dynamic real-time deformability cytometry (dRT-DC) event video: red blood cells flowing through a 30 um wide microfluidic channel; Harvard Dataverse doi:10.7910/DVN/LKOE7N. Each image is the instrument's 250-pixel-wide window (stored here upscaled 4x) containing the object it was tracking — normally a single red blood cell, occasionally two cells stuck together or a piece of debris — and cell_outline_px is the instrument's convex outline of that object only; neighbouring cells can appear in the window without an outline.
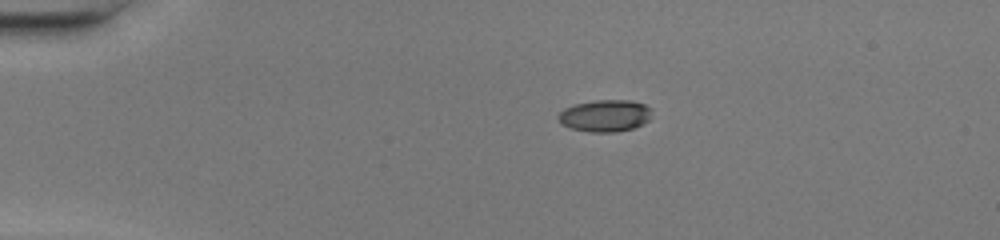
{"species": "common noctule bat (a hibernating species)", "species_latin": "Nyctalus noctula", "temperature_condition": "warm", "stored_images_in_passage": 39, "camera_frame_rate_fps": 3000, "um_per_image_px": 0.085, "animal": {"sex": "female", "body_mass_g": 20.0, "forearm_length_mm": 54.0}, "frame": {"image": 1, "passage_image": 1, "time_ms": 0.0, "image_size_px": [1000, 240], "cell_outline_px": [[652, 108], [648, 120], [632, 128], [616, 132], [588, 132], [572, 128], [560, 124], [556, 116], [564, 108], [576, 104], [596, 100], [628, 100], [644, 104]], "centroid_in_image_um": [51.39, 9.83], "position_along_channel_um": 33.6, "area_um2": 17.34}}
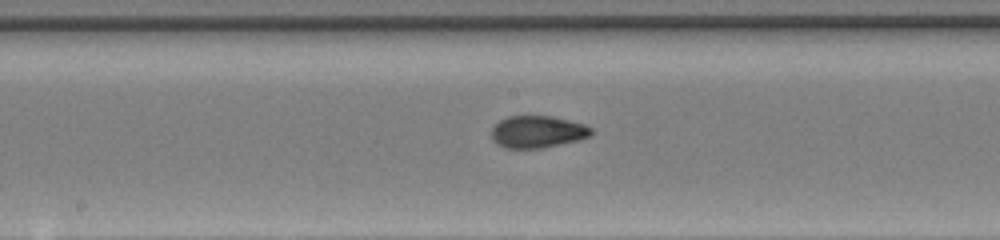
{"frame": {"image": 2, "passage_image": 17, "time_ms": 5.333, "image_size_px": [1000, 240], "cell_outline_px": [[596, 132], [592, 136], [580, 140], [540, 148], [504, 148], [496, 144], [492, 140], [492, 128], [500, 120], [508, 116], [548, 116], [568, 120], [584, 124], [592, 128]], "centroid_in_image_um": [45.72, 11.21], "position_along_channel_um": 202.5, "area_um2": 18.79}}
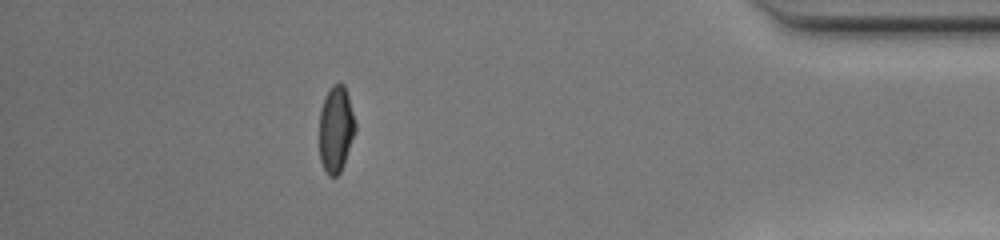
{"frame": {"image": 3, "passage_image": 34, "time_ms": 11.0, "image_size_px": [1000, 240], "cell_outline_px": [[356, 132], [344, 164], [340, 172], [336, 176], [328, 176], [320, 160], [320, 108], [324, 96], [332, 84], [344, 84], [348, 96], [356, 124]], "centroid_in_image_um": [28.56, 10.97], "position_along_channel_um": 406.6, "area_um2": 18.21}, "authors_computed_cell_mechanics": {"area_um2": 18.3226, "velocity_mm_per_s": 4.3438, "shape_relaxation_time_tau1_ms": 9.6415, "shape_relaxation_time_tau2_ms": 0.756, "deformation_change_tau1": 0.3046, "deformation_change_tau2": 0.0546}}